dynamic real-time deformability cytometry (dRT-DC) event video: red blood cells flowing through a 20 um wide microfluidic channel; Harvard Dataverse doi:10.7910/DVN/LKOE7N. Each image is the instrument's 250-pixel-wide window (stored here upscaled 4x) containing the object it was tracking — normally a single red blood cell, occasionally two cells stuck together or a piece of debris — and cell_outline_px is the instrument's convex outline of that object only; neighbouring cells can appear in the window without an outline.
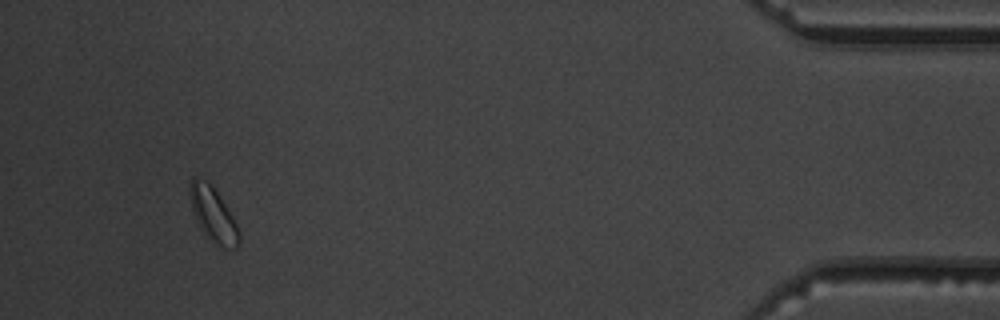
{"species": "common noctule bat (a hibernating species)", "species_latin": "Nyctalus noctula", "temperature_condition": "warm", "stored_images_in_passage": 13, "camera_frame_rate_fps": 3000, "um_per_image_px": 0.085, "animal": {"sex": "male", "body_mass_g": 19.5, "forearm_length_mm": 54.6}, "frame": {"image": 1, "passage_image": 12, "time_ms": 12.667, "image_size_px": [1000, 320], "cell_outline_px": [[240, 244], [236, 248], [224, 248], [212, 244], [204, 236], [196, 220], [192, 208], [188, 188], [188, 184], [192, 176], [200, 176], [208, 180], [212, 184], [236, 224], [240, 232]], "centroid_in_image_um": [18.08, 18.22], "position_along_channel_um": 417.1, "area_um2": 16.01}, "authors_computed_cell_mechanics": {"area_um2": 11.6178, "velocity_mm_per_s": 3.6737, "shape_relaxation_time_tau1_ms": null, "shape_relaxation_time_tau2_ms": 3.1648, "deformation_change_tau1": null, "deformation_change_tau2": 0.0813}}